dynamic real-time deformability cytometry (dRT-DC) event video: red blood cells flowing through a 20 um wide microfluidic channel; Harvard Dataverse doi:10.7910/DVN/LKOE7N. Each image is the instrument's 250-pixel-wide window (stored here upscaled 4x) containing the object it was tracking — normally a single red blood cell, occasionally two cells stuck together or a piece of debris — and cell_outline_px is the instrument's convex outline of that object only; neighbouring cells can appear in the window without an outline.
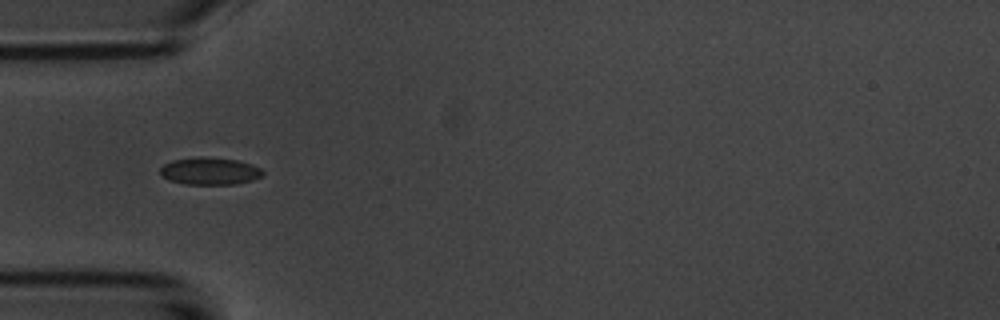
{"species": "common noctule bat (a hibernating species)", "species_latin": "Nyctalus noctula", "temperature_condition": "room temperature", "stored_images_in_passage": 1, "camera_frame_rate_fps": 3000, "um_per_image_px": 0.085, "animal": {"sex": "male", "body_mass_g": 20.1, "forearm_length_mm": 53.5}, "frame": {"image": 1, "passage_image": 1, "time_ms": 0.0, "image_size_px": [1000, 320], "cell_outline_px": [[264, 176], [252, 180], [236, 184], [184, 184], [168, 180], [160, 172], [160, 168], [164, 164], [172, 160], [192, 156], [204, 156], [236, 160], [252, 164], [260, 168], [264, 172]], "centroid_in_image_um": [17.83, 14.53], "position_along_channel_um": 67.2, "area_um2": 16.53}}